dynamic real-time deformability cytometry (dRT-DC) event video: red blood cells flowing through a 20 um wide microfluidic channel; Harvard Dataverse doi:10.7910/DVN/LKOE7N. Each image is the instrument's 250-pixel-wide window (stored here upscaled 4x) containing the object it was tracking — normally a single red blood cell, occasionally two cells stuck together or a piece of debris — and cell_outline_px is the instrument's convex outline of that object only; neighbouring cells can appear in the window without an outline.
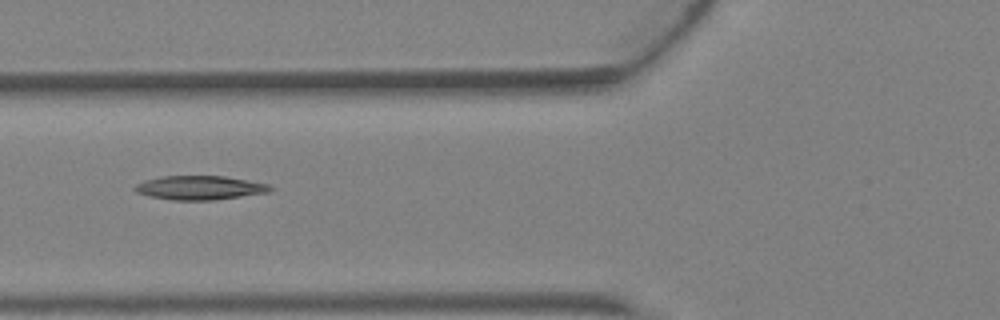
{"species": "Egyptian fruit bat (a non-hibernating species)", "species_latin": "Rousettus aegyptiacus", "temperature_condition": "warm", "stored_images_in_passage": 4, "camera_frame_rate_fps": 3000, "um_per_image_px": 0.085, "animal": {"sex": "female"}, "frame": {"image": 1, "passage_image": 4, "time_ms": 1.0, "image_size_px": [1000, 320], "cell_outline_px": [[276, 188], [272, 192], [216, 200], [172, 200], [148, 196], [136, 192], [132, 188], [136, 184], [144, 180], [160, 176], [224, 176], [268, 184]], "centroid_in_image_um": [17.0, 15.96], "position_along_channel_um": 108.8, "area_um2": 19.19}}